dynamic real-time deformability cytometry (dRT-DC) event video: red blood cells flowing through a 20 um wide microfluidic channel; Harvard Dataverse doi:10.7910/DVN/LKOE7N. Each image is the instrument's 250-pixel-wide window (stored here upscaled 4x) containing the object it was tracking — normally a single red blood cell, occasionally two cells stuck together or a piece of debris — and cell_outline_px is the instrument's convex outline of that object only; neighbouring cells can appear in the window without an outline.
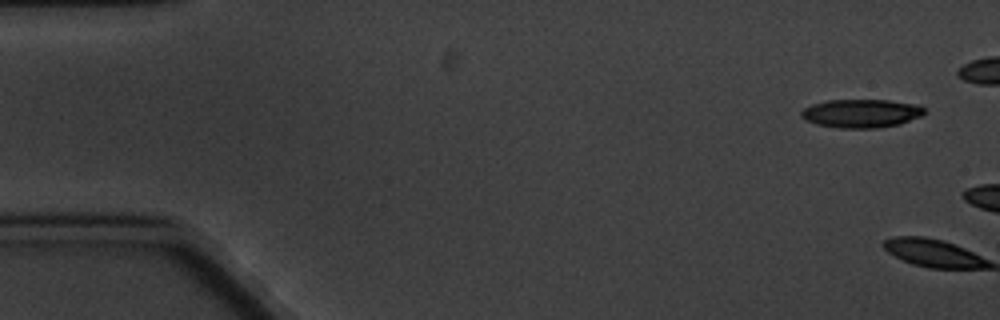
{"species": "common noctule bat (a hibernating species)", "species_latin": "Nyctalus noctula", "temperature_condition": "cold", "stored_images_in_passage": 2, "camera_frame_rate_fps": 3000, "um_per_image_px": 0.085, "animal": {"sex": "male", "body_mass_g": 20.1, "forearm_length_mm": 53.5}, "frame": {"image": 1, "passage_image": 1, "time_ms": 0.0, "image_size_px": [1000, 320], "cell_outline_px": [[924, 112], [920, 116], [900, 124], [876, 128], [840, 128], [816, 124], [804, 120], [800, 116], [800, 112], [804, 108], [812, 104], [828, 100], [888, 100], [920, 104], [924, 108]], "centroid_in_image_um": [73.19, 9.63], "position_along_channel_um": 11.8, "area_um2": 20.52}}